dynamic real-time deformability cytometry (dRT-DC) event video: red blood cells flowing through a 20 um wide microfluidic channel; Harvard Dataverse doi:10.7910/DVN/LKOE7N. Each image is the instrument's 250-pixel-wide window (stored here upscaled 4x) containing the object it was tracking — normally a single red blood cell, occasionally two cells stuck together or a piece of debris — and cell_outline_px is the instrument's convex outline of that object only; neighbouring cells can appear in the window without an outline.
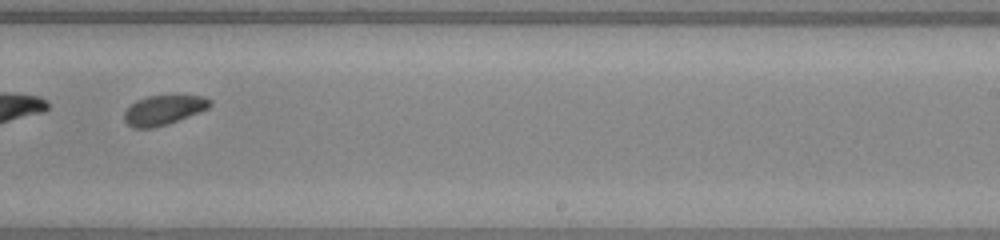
{"species": "common noctule bat (a hibernating species)", "species_latin": "Nyctalus noctula", "temperature_condition": "warm", "stored_images_in_passage": 44, "segment_of_instrument_passage": [2, 2], "camera_frame_rate_fps": 3000, "um_per_image_px": 0.085, "animal": {"sex": "male", "body_mass_g": 20.0, "forearm_length_mm": 53.3}, "frame": {"image": 1, "passage_image": 28, "time_ms": 9.0, "image_size_px": [1000, 240], "cell_outline_px": [[212, 104], [208, 108], [168, 124], [152, 128], [132, 128], [124, 120], [124, 112], [136, 100], [148, 96], [204, 96], [212, 100]], "centroid_in_image_um": [13.89, 9.36], "position_along_channel_um": 275.1, "area_um2": 14.62}}